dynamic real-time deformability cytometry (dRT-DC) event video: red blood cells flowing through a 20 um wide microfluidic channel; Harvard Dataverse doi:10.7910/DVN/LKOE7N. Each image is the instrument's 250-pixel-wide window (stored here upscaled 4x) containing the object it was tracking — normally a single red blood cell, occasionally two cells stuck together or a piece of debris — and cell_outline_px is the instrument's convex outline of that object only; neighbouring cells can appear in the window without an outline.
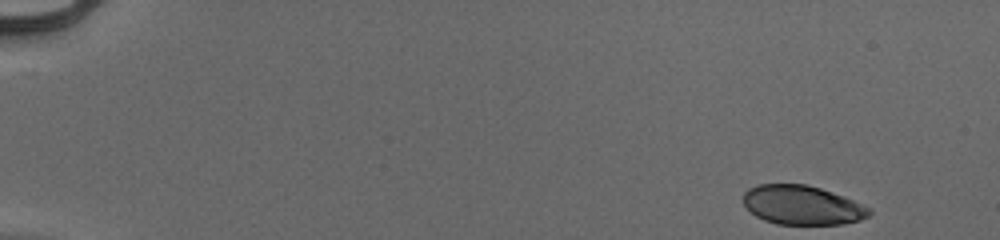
{"species": "human", "species_latin": "Homo sapiens", "temperature_condition": "cold", "stored_images_in_passage": 50, "camera_frame_rate_fps": 3000, "um_per_image_px": 0.085, "donor": {"sex": "male"}, "frame": {"image": 1, "passage_image": 1, "time_ms": 0.0, "image_size_px": [1000, 240], "cell_outline_px": [[872, 212], [868, 216], [860, 220], [844, 224], [776, 224], [764, 220], [756, 216], [744, 204], [744, 192], [748, 188], [756, 184], [808, 184], [844, 196], [872, 208]], "centroid_in_image_um": [68.21, 17.43], "position_along_channel_um": 16.8, "area_um2": 28.9}}
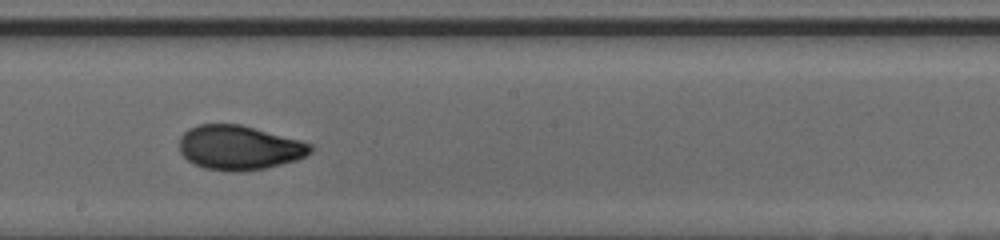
{"frame": {"image": 2, "passage_image": 29, "time_ms": 9.333, "image_size_px": [1000, 240], "cell_outline_px": [[312, 152], [296, 160], [264, 168], [236, 172], [232, 172], [204, 168], [188, 160], [180, 152], [180, 136], [188, 128], [200, 124], [240, 124], [300, 140], [312, 144]], "centroid_in_image_um": [20.32, 12.54], "position_along_channel_um": 227.9, "area_um2": 33.76}}
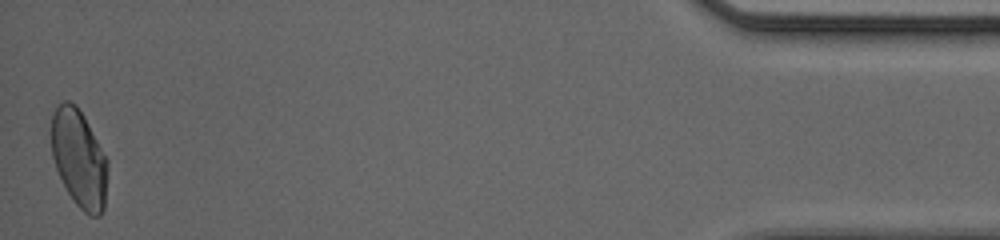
{"frame": {"image": 3, "passage_image": 50, "time_ms": 16.333, "image_size_px": [1000, 240], "cell_outline_px": [[108, 164], [104, 208], [100, 216], [88, 216], [76, 204], [68, 192], [56, 168], [52, 156], [52, 112], [64, 100], [68, 100], [76, 104], [84, 116], [108, 160]], "centroid_in_image_um": [6.73, 13.47], "position_along_channel_um": 428.5, "area_um2": 31.91}, "authors_computed_cell_mechanics": {"area_um2": 32.5414, "velocity_mm_per_s": 3.9719, "shape_relaxation_time_tau1_ms": 5.1694, "shape_relaxation_time_tau2_ms": 0.8662, "deformation_change_tau1": 0.1626, "deformation_change_tau2": 0.0562}}